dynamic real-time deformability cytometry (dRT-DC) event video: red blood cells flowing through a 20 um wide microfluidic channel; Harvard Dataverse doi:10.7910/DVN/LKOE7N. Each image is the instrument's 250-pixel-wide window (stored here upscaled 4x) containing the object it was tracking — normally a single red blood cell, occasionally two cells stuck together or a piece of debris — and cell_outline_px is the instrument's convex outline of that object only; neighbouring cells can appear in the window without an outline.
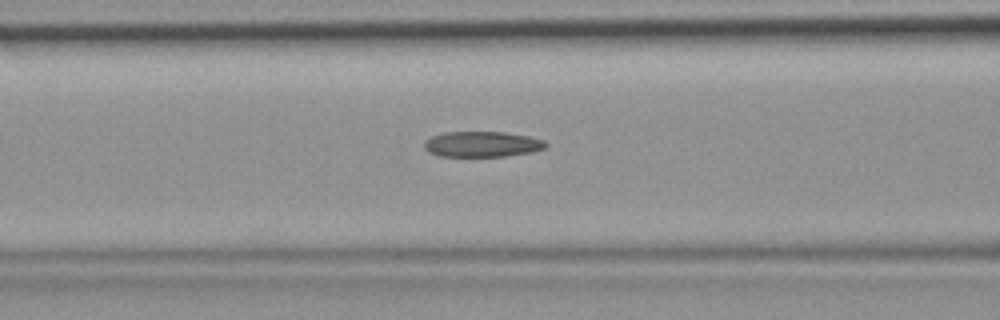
{"species": "common noctule bat (a hibernating species)", "species_latin": "Nyctalus noctula", "temperature_condition": "room temperature", "stored_images_in_passage": 34, "camera_frame_rate_fps": 3000, "um_per_image_px": 0.085, "animal": {"sex": "female", "body_mass_g": 19.9}, "frame": {"image": 1, "passage_image": 6, "time_ms": 1.667, "image_size_px": [1000, 320], "cell_outline_px": [[548, 144], [544, 148], [532, 152], [504, 156], [440, 156], [428, 152], [424, 148], [424, 140], [432, 136], [444, 132], [504, 132], [528, 136], [544, 140]], "centroid_in_image_um": [40.96, 12.25], "position_along_channel_um": 125.6, "area_um2": 18.09}}
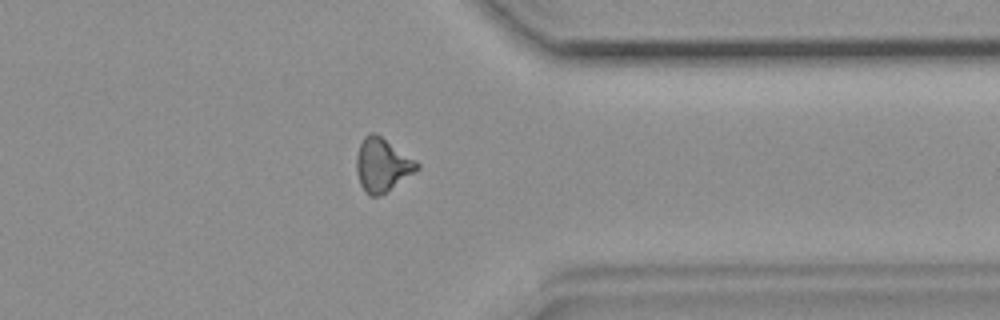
{"frame": {"image": 2, "passage_image": 24, "time_ms": 7.667, "image_size_px": [1000, 320], "cell_outline_px": [[420, 168], [380, 196], [368, 196], [364, 192], [360, 184], [356, 172], [356, 156], [360, 144], [364, 136], [368, 132], [372, 132], [380, 136], [416, 160], [420, 164]], "centroid_in_image_um": [32.46, 14.03], "position_along_channel_um": 378.9, "area_um2": 18.79}}
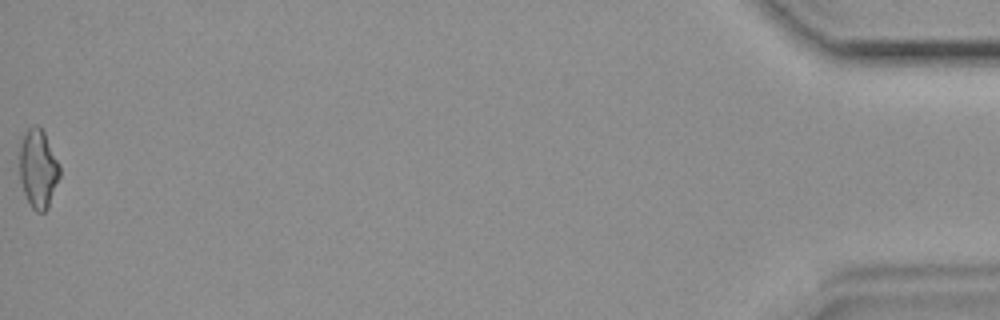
{"frame": {"image": 3, "passage_image": 34, "time_ms": 11.0, "image_size_px": [1000, 320], "cell_outline_px": [[60, 176], [48, 208], [44, 212], [36, 212], [32, 208], [24, 192], [20, 180], [20, 136], [28, 128], [36, 124], [44, 132], [60, 164]], "centroid_in_image_um": [3.24, 14.31], "position_along_channel_um": 432.0, "area_um2": 18.55}}